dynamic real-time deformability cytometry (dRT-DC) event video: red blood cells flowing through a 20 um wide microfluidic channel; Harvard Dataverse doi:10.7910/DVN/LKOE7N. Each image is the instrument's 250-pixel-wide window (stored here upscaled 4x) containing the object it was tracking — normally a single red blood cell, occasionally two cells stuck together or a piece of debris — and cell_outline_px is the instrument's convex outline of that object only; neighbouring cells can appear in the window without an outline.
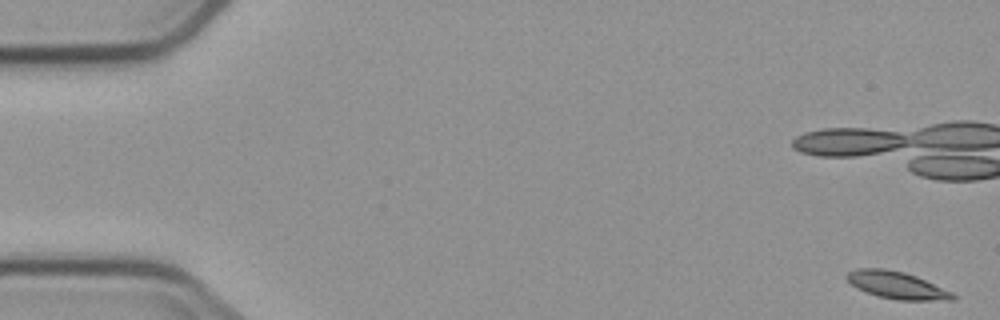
{"species": "common noctule bat (a hibernating species)", "species_latin": "Nyctalus noctula", "temperature_condition": "cold", "stored_images_in_passage": 6, "camera_frame_rate_fps": 3000, "um_per_image_px": 0.085, "animal": {"sex": "male", "body_mass_g": 23.1, "forearm_length_mm": 52.7}, "frame": {"image": 1, "passage_image": 1, "time_ms": 0.0, "image_size_px": [1000, 320], "cell_outline_px": [[956, 300], [896, 300], [880, 296], [856, 288], [844, 276], [848, 272], [856, 268], [884, 268], [904, 272], [916, 276], [952, 292], [956, 296]], "centroid_in_image_um": [76.22, 24.23], "position_along_channel_um": 8.8, "area_um2": 16.7}}